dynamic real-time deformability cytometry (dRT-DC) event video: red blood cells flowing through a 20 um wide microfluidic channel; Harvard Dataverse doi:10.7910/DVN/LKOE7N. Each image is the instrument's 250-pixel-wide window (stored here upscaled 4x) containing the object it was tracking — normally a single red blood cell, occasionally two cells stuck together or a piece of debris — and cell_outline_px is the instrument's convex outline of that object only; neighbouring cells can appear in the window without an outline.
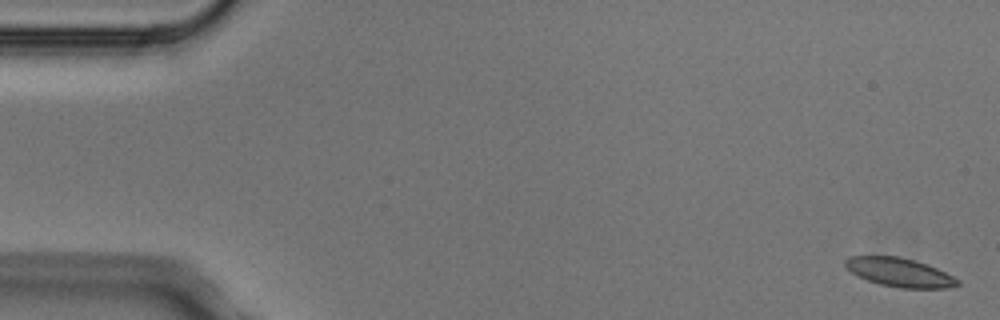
{"species": "Egyptian fruit bat (a non-hibernating species)", "species_latin": "Rousettus aegyptiacus", "temperature_condition": "cold", "stored_images_in_passage": 4, "camera_frame_rate_fps": 3000, "um_per_image_px": 0.085, "animal": {"sex": "male"}, "frame": {"image": 1, "passage_image": 1, "time_ms": 0.0, "image_size_px": [1000, 320], "cell_outline_px": [[960, 284], [948, 288], [900, 288], [880, 284], [868, 280], [852, 272], [844, 264], [844, 260], [848, 256], [900, 256], [916, 260], [928, 264], [960, 280]], "centroid_in_image_um": [76.48, 23.14], "position_along_channel_um": 8.5, "area_um2": 18.79}}